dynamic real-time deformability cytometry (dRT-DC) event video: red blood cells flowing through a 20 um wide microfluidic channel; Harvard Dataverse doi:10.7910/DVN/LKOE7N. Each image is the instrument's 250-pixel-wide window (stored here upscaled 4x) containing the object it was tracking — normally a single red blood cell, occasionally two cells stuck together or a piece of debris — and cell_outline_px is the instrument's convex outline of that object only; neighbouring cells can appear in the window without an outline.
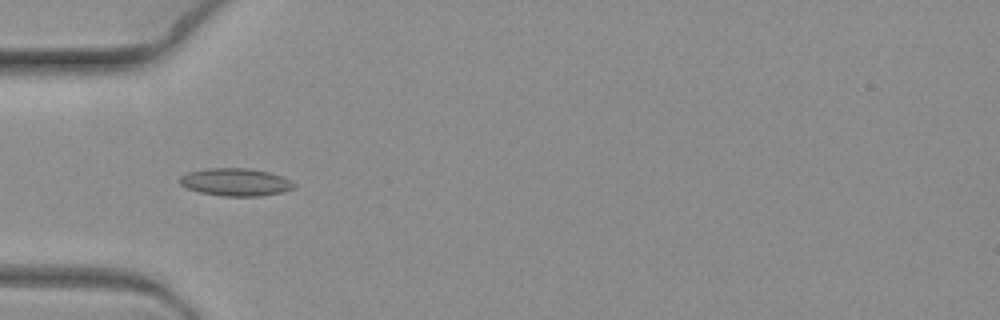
{"species": "common noctule bat (a hibernating species)", "species_latin": "Nyctalus noctula", "temperature_condition": "warm", "stored_images_in_passage": 5, "camera_frame_rate_fps": 3000, "um_per_image_px": 0.085, "animal": {"sex": "female", "body_mass_g": 19.3, "forearm_length_mm": 54.1}, "frame": {"image": 1, "passage_image": 4, "time_ms": 1.0, "image_size_px": [1000, 320], "cell_outline_px": [[296, 188], [264, 196], [224, 196], [200, 192], [188, 188], [180, 184], [180, 176], [188, 172], [208, 168], [248, 168], [268, 172], [292, 180], [296, 184]], "centroid_in_image_um": [20.06, 15.48], "position_along_channel_um": 64.9, "area_um2": 18.38}}